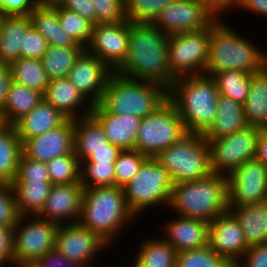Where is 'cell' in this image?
Returning <instances> with one entry per match:
<instances>
[{
	"label": "cell",
	"mask_w": 267,
	"mask_h": 267,
	"mask_svg": "<svg viewBox=\"0 0 267 267\" xmlns=\"http://www.w3.org/2000/svg\"><path fill=\"white\" fill-rule=\"evenodd\" d=\"M113 72L105 62L85 49L70 70L68 79L93 106L99 104Z\"/></svg>",
	"instance_id": "2e32d148"
},
{
	"label": "cell",
	"mask_w": 267,
	"mask_h": 267,
	"mask_svg": "<svg viewBox=\"0 0 267 267\" xmlns=\"http://www.w3.org/2000/svg\"><path fill=\"white\" fill-rule=\"evenodd\" d=\"M173 185L169 172L158 160L147 157L137 174L123 187L127 206L135 216L152 206L167 207Z\"/></svg>",
	"instance_id": "ba28073f"
},
{
	"label": "cell",
	"mask_w": 267,
	"mask_h": 267,
	"mask_svg": "<svg viewBox=\"0 0 267 267\" xmlns=\"http://www.w3.org/2000/svg\"><path fill=\"white\" fill-rule=\"evenodd\" d=\"M0 32H1V15H0Z\"/></svg>",
	"instance_id": "e7e4bbea"
},
{
	"label": "cell",
	"mask_w": 267,
	"mask_h": 267,
	"mask_svg": "<svg viewBox=\"0 0 267 267\" xmlns=\"http://www.w3.org/2000/svg\"><path fill=\"white\" fill-rule=\"evenodd\" d=\"M176 0H124L125 15L131 23L152 24L161 11Z\"/></svg>",
	"instance_id": "ab89813d"
},
{
	"label": "cell",
	"mask_w": 267,
	"mask_h": 267,
	"mask_svg": "<svg viewBox=\"0 0 267 267\" xmlns=\"http://www.w3.org/2000/svg\"><path fill=\"white\" fill-rule=\"evenodd\" d=\"M134 261L135 262H132V265L130 267H144V266H141L135 259H134Z\"/></svg>",
	"instance_id": "6125c7cd"
},
{
	"label": "cell",
	"mask_w": 267,
	"mask_h": 267,
	"mask_svg": "<svg viewBox=\"0 0 267 267\" xmlns=\"http://www.w3.org/2000/svg\"><path fill=\"white\" fill-rule=\"evenodd\" d=\"M255 159L267 167V135L261 131L256 147Z\"/></svg>",
	"instance_id": "680465c9"
},
{
	"label": "cell",
	"mask_w": 267,
	"mask_h": 267,
	"mask_svg": "<svg viewBox=\"0 0 267 267\" xmlns=\"http://www.w3.org/2000/svg\"><path fill=\"white\" fill-rule=\"evenodd\" d=\"M244 112L250 126L261 128L267 122V68L251 76Z\"/></svg>",
	"instance_id": "d6a6232c"
},
{
	"label": "cell",
	"mask_w": 267,
	"mask_h": 267,
	"mask_svg": "<svg viewBox=\"0 0 267 267\" xmlns=\"http://www.w3.org/2000/svg\"><path fill=\"white\" fill-rule=\"evenodd\" d=\"M262 132L267 135V122L261 127Z\"/></svg>",
	"instance_id": "be15d7a7"
},
{
	"label": "cell",
	"mask_w": 267,
	"mask_h": 267,
	"mask_svg": "<svg viewBox=\"0 0 267 267\" xmlns=\"http://www.w3.org/2000/svg\"><path fill=\"white\" fill-rule=\"evenodd\" d=\"M35 6L34 0H0V15L29 16Z\"/></svg>",
	"instance_id": "f907efd6"
},
{
	"label": "cell",
	"mask_w": 267,
	"mask_h": 267,
	"mask_svg": "<svg viewBox=\"0 0 267 267\" xmlns=\"http://www.w3.org/2000/svg\"><path fill=\"white\" fill-rule=\"evenodd\" d=\"M146 158V155L137 150H122L114 163L116 186L124 187L128 184Z\"/></svg>",
	"instance_id": "7bdbcfd3"
},
{
	"label": "cell",
	"mask_w": 267,
	"mask_h": 267,
	"mask_svg": "<svg viewBox=\"0 0 267 267\" xmlns=\"http://www.w3.org/2000/svg\"><path fill=\"white\" fill-rule=\"evenodd\" d=\"M22 142L13 125L0 132V184H12L22 155Z\"/></svg>",
	"instance_id": "4dcf8cb0"
},
{
	"label": "cell",
	"mask_w": 267,
	"mask_h": 267,
	"mask_svg": "<svg viewBox=\"0 0 267 267\" xmlns=\"http://www.w3.org/2000/svg\"><path fill=\"white\" fill-rule=\"evenodd\" d=\"M91 115L103 127L109 143L122 150H135L141 118L107 112L100 104L93 105Z\"/></svg>",
	"instance_id": "7402d4cb"
},
{
	"label": "cell",
	"mask_w": 267,
	"mask_h": 267,
	"mask_svg": "<svg viewBox=\"0 0 267 267\" xmlns=\"http://www.w3.org/2000/svg\"><path fill=\"white\" fill-rule=\"evenodd\" d=\"M85 47H58L48 45L41 58L49 81L68 77V74Z\"/></svg>",
	"instance_id": "836d02e7"
},
{
	"label": "cell",
	"mask_w": 267,
	"mask_h": 267,
	"mask_svg": "<svg viewBox=\"0 0 267 267\" xmlns=\"http://www.w3.org/2000/svg\"><path fill=\"white\" fill-rule=\"evenodd\" d=\"M214 20L213 15L195 0H176L161 11L152 24L170 36L202 30Z\"/></svg>",
	"instance_id": "9a60e30c"
},
{
	"label": "cell",
	"mask_w": 267,
	"mask_h": 267,
	"mask_svg": "<svg viewBox=\"0 0 267 267\" xmlns=\"http://www.w3.org/2000/svg\"><path fill=\"white\" fill-rule=\"evenodd\" d=\"M9 126L8 122L6 121L5 114L2 109H0V132L5 130Z\"/></svg>",
	"instance_id": "94428289"
},
{
	"label": "cell",
	"mask_w": 267,
	"mask_h": 267,
	"mask_svg": "<svg viewBox=\"0 0 267 267\" xmlns=\"http://www.w3.org/2000/svg\"><path fill=\"white\" fill-rule=\"evenodd\" d=\"M43 99L59 110L68 119H78L89 116L93 108L90 102L87 101L69 81L68 77L49 81L46 91L43 94Z\"/></svg>",
	"instance_id": "603a6c76"
},
{
	"label": "cell",
	"mask_w": 267,
	"mask_h": 267,
	"mask_svg": "<svg viewBox=\"0 0 267 267\" xmlns=\"http://www.w3.org/2000/svg\"><path fill=\"white\" fill-rule=\"evenodd\" d=\"M201 4L215 19H221L220 13L231 10L233 6H237V0H195ZM229 8V9H228ZM220 16V18H219Z\"/></svg>",
	"instance_id": "11a10c76"
},
{
	"label": "cell",
	"mask_w": 267,
	"mask_h": 267,
	"mask_svg": "<svg viewBox=\"0 0 267 267\" xmlns=\"http://www.w3.org/2000/svg\"><path fill=\"white\" fill-rule=\"evenodd\" d=\"M129 21L93 26L92 39L86 49L115 71L126 59Z\"/></svg>",
	"instance_id": "e0dca14e"
},
{
	"label": "cell",
	"mask_w": 267,
	"mask_h": 267,
	"mask_svg": "<svg viewBox=\"0 0 267 267\" xmlns=\"http://www.w3.org/2000/svg\"><path fill=\"white\" fill-rule=\"evenodd\" d=\"M53 7L57 10L62 29L86 48L92 39L94 25L80 14L62 8L59 4Z\"/></svg>",
	"instance_id": "f35d334b"
},
{
	"label": "cell",
	"mask_w": 267,
	"mask_h": 267,
	"mask_svg": "<svg viewBox=\"0 0 267 267\" xmlns=\"http://www.w3.org/2000/svg\"><path fill=\"white\" fill-rule=\"evenodd\" d=\"M235 267H267V243L250 246Z\"/></svg>",
	"instance_id": "681fc988"
},
{
	"label": "cell",
	"mask_w": 267,
	"mask_h": 267,
	"mask_svg": "<svg viewBox=\"0 0 267 267\" xmlns=\"http://www.w3.org/2000/svg\"><path fill=\"white\" fill-rule=\"evenodd\" d=\"M176 267H234L208 245L177 254Z\"/></svg>",
	"instance_id": "60d3db41"
},
{
	"label": "cell",
	"mask_w": 267,
	"mask_h": 267,
	"mask_svg": "<svg viewBox=\"0 0 267 267\" xmlns=\"http://www.w3.org/2000/svg\"><path fill=\"white\" fill-rule=\"evenodd\" d=\"M32 26L47 40L58 47H84L61 27L57 10L53 6L36 5L30 13Z\"/></svg>",
	"instance_id": "f1b7e54d"
},
{
	"label": "cell",
	"mask_w": 267,
	"mask_h": 267,
	"mask_svg": "<svg viewBox=\"0 0 267 267\" xmlns=\"http://www.w3.org/2000/svg\"><path fill=\"white\" fill-rule=\"evenodd\" d=\"M220 19L211 23L209 57L205 74L213 76L226 70L257 74L267 68V53L253 46Z\"/></svg>",
	"instance_id": "3957f363"
},
{
	"label": "cell",
	"mask_w": 267,
	"mask_h": 267,
	"mask_svg": "<svg viewBox=\"0 0 267 267\" xmlns=\"http://www.w3.org/2000/svg\"><path fill=\"white\" fill-rule=\"evenodd\" d=\"M208 246L234 267L249 248L238 221L229 211L210 222Z\"/></svg>",
	"instance_id": "ac0fdd59"
},
{
	"label": "cell",
	"mask_w": 267,
	"mask_h": 267,
	"mask_svg": "<svg viewBox=\"0 0 267 267\" xmlns=\"http://www.w3.org/2000/svg\"><path fill=\"white\" fill-rule=\"evenodd\" d=\"M13 182H51L46 162L32 160L22 153Z\"/></svg>",
	"instance_id": "f6af8a7d"
},
{
	"label": "cell",
	"mask_w": 267,
	"mask_h": 267,
	"mask_svg": "<svg viewBox=\"0 0 267 267\" xmlns=\"http://www.w3.org/2000/svg\"><path fill=\"white\" fill-rule=\"evenodd\" d=\"M31 27L30 16L1 15L0 63L11 64L20 58L24 34Z\"/></svg>",
	"instance_id": "484cf974"
},
{
	"label": "cell",
	"mask_w": 267,
	"mask_h": 267,
	"mask_svg": "<svg viewBox=\"0 0 267 267\" xmlns=\"http://www.w3.org/2000/svg\"><path fill=\"white\" fill-rule=\"evenodd\" d=\"M168 99V90L160 84L134 80L115 71L109 77L99 104L117 115L143 119Z\"/></svg>",
	"instance_id": "8992f818"
},
{
	"label": "cell",
	"mask_w": 267,
	"mask_h": 267,
	"mask_svg": "<svg viewBox=\"0 0 267 267\" xmlns=\"http://www.w3.org/2000/svg\"><path fill=\"white\" fill-rule=\"evenodd\" d=\"M18 218L16 196L12 185L0 184V226L14 227Z\"/></svg>",
	"instance_id": "bcb514c9"
},
{
	"label": "cell",
	"mask_w": 267,
	"mask_h": 267,
	"mask_svg": "<svg viewBox=\"0 0 267 267\" xmlns=\"http://www.w3.org/2000/svg\"><path fill=\"white\" fill-rule=\"evenodd\" d=\"M39 6H54L58 5L62 0H34Z\"/></svg>",
	"instance_id": "91938a15"
},
{
	"label": "cell",
	"mask_w": 267,
	"mask_h": 267,
	"mask_svg": "<svg viewBox=\"0 0 267 267\" xmlns=\"http://www.w3.org/2000/svg\"><path fill=\"white\" fill-rule=\"evenodd\" d=\"M228 205H252L267 201V167L247 160L227 176Z\"/></svg>",
	"instance_id": "4fadbf2b"
},
{
	"label": "cell",
	"mask_w": 267,
	"mask_h": 267,
	"mask_svg": "<svg viewBox=\"0 0 267 267\" xmlns=\"http://www.w3.org/2000/svg\"><path fill=\"white\" fill-rule=\"evenodd\" d=\"M53 185L80 182L81 163L73 151L71 154L56 157L46 162Z\"/></svg>",
	"instance_id": "74e56055"
},
{
	"label": "cell",
	"mask_w": 267,
	"mask_h": 267,
	"mask_svg": "<svg viewBox=\"0 0 267 267\" xmlns=\"http://www.w3.org/2000/svg\"><path fill=\"white\" fill-rule=\"evenodd\" d=\"M228 206V211L238 221L249 247L267 243V201Z\"/></svg>",
	"instance_id": "d4e9b609"
},
{
	"label": "cell",
	"mask_w": 267,
	"mask_h": 267,
	"mask_svg": "<svg viewBox=\"0 0 267 267\" xmlns=\"http://www.w3.org/2000/svg\"><path fill=\"white\" fill-rule=\"evenodd\" d=\"M12 81L44 94L49 84L42 61L33 58H19L9 64Z\"/></svg>",
	"instance_id": "d590c367"
},
{
	"label": "cell",
	"mask_w": 267,
	"mask_h": 267,
	"mask_svg": "<svg viewBox=\"0 0 267 267\" xmlns=\"http://www.w3.org/2000/svg\"><path fill=\"white\" fill-rule=\"evenodd\" d=\"M219 95L214 78L206 74L176 78L168 90L186 131L202 134L215 121Z\"/></svg>",
	"instance_id": "7a4b0ae2"
},
{
	"label": "cell",
	"mask_w": 267,
	"mask_h": 267,
	"mask_svg": "<svg viewBox=\"0 0 267 267\" xmlns=\"http://www.w3.org/2000/svg\"><path fill=\"white\" fill-rule=\"evenodd\" d=\"M31 267H89L83 263L70 261L55 249L40 257Z\"/></svg>",
	"instance_id": "f5cc1de1"
},
{
	"label": "cell",
	"mask_w": 267,
	"mask_h": 267,
	"mask_svg": "<svg viewBox=\"0 0 267 267\" xmlns=\"http://www.w3.org/2000/svg\"><path fill=\"white\" fill-rule=\"evenodd\" d=\"M178 216V217H177ZM163 225L164 239L177 253L204 248L208 245L209 225L205 220L177 215Z\"/></svg>",
	"instance_id": "44dd1931"
},
{
	"label": "cell",
	"mask_w": 267,
	"mask_h": 267,
	"mask_svg": "<svg viewBox=\"0 0 267 267\" xmlns=\"http://www.w3.org/2000/svg\"><path fill=\"white\" fill-rule=\"evenodd\" d=\"M47 40L32 26L24 34L23 45L20 49V58L40 59L48 47Z\"/></svg>",
	"instance_id": "7dc6e473"
},
{
	"label": "cell",
	"mask_w": 267,
	"mask_h": 267,
	"mask_svg": "<svg viewBox=\"0 0 267 267\" xmlns=\"http://www.w3.org/2000/svg\"><path fill=\"white\" fill-rule=\"evenodd\" d=\"M14 227L0 226V266L14 265ZM9 264V265H8Z\"/></svg>",
	"instance_id": "c3c4849f"
},
{
	"label": "cell",
	"mask_w": 267,
	"mask_h": 267,
	"mask_svg": "<svg viewBox=\"0 0 267 267\" xmlns=\"http://www.w3.org/2000/svg\"><path fill=\"white\" fill-rule=\"evenodd\" d=\"M211 24L199 31L169 36L168 58L176 77L205 74L209 57Z\"/></svg>",
	"instance_id": "8fae6325"
},
{
	"label": "cell",
	"mask_w": 267,
	"mask_h": 267,
	"mask_svg": "<svg viewBox=\"0 0 267 267\" xmlns=\"http://www.w3.org/2000/svg\"><path fill=\"white\" fill-rule=\"evenodd\" d=\"M237 8L250 10L253 14L267 17V0H237Z\"/></svg>",
	"instance_id": "6f0895ef"
},
{
	"label": "cell",
	"mask_w": 267,
	"mask_h": 267,
	"mask_svg": "<svg viewBox=\"0 0 267 267\" xmlns=\"http://www.w3.org/2000/svg\"><path fill=\"white\" fill-rule=\"evenodd\" d=\"M187 133L175 105L167 99L141 120L136 148L147 157H156Z\"/></svg>",
	"instance_id": "9c48e42d"
},
{
	"label": "cell",
	"mask_w": 267,
	"mask_h": 267,
	"mask_svg": "<svg viewBox=\"0 0 267 267\" xmlns=\"http://www.w3.org/2000/svg\"><path fill=\"white\" fill-rule=\"evenodd\" d=\"M173 183L206 178L213 173L209 143L202 133L187 132L156 157Z\"/></svg>",
	"instance_id": "52a82bcc"
},
{
	"label": "cell",
	"mask_w": 267,
	"mask_h": 267,
	"mask_svg": "<svg viewBox=\"0 0 267 267\" xmlns=\"http://www.w3.org/2000/svg\"><path fill=\"white\" fill-rule=\"evenodd\" d=\"M12 81L9 64L0 63V109H4L8 88Z\"/></svg>",
	"instance_id": "9f6ffc18"
},
{
	"label": "cell",
	"mask_w": 267,
	"mask_h": 267,
	"mask_svg": "<svg viewBox=\"0 0 267 267\" xmlns=\"http://www.w3.org/2000/svg\"><path fill=\"white\" fill-rule=\"evenodd\" d=\"M58 226L37 215L19 216L14 226V267H31L40 257L54 250Z\"/></svg>",
	"instance_id": "30bf717a"
},
{
	"label": "cell",
	"mask_w": 267,
	"mask_h": 267,
	"mask_svg": "<svg viewBox=\"0 0 267 267\" xmlns=\"http://www.w3.org/2000/svg\"><path fill=\"white\" fill-rule=\"evenodd\" d=\"M168 48L169 35L153 24L129 21L127 57L115 72L134 80L157 83L169 90L176 77L170 70Z\"/></svg>",
	"instance_id": "6da1fadb"
},
{
	"label": "cell",
	"mask_w": 267,
	"mask_h": 267,
	"mask_svg": "<svg viewBox=\"0 0 267 267\" xmlns=\"http://www.w3.org/2000/svg\"><path fill=\"white\" fill-rule=\"evenodd\" d=\"M80 182L84 188L116 186L114 163H81Z\"/></svg>",
	"instance_id": "b9f144b4"
},
{
	"label": "cell",
	"mask_w": 267,
	"mask_h": 267,
	"mask_svg": "<svg viewBox=\"0 0 267 267\" xmlns=\"http://www.w3.org/2000/svg\"><path fill=\"white\" fill-rule=\"evenodd\" d=\"M59 5L80 14L93 25H96V12L92 0H62Z\"/></svg>",
	"instance_id": "816d5d0a"
},
{
	"label": "cell",
	"mask_w": 267,
	"mask_h": 267,
	"mask_svg": "<svg viewBox=\"0 0 267 267\" xmlns=\"http://www.w3.org/2000/svg\"><path fill=\"white\" fill-rule=\"evenodd\" d=\"M19 216L38 215L53 186L51 182H12Z\"/></svg>",
	"instance_id": "f546056e"
},
{
	"label": "cell",
	"mask_w": 267,
	"mask_h": 267,
	"mask_svg": "<svg viewBox=\"0 0 267 267\" xmlns=\"http://www.w3.org/2000/svg\"><path fill=\"white\" fill-rule=\"evenodd\" d=\"M67 119L59 110L43 99L28 114L18 119L13 126L23 144L27 139L59 127Z\"/></svg>",
	"instance_id": "cb8c5ba5"
},
{
	"label": "cell",
	"mask_w": 267,
	"mask_h": 267,
	"mask_svg": "<svg viewBox=\"0 0 267 267\" xmlns=\"http://www.w3.org/2000/svg\"><path fill=\"white\" fill-rule=\"evenodd\" d=\"M252 75L241 70H226L212 77L220 95L244 104L250 91Z\"/></svg>",
	"instance_id": "8d00e7d4"
},
{
	"label": "cell",
	"mask_w": 267,
	"mask_h": 267,
	"mask_svg": "<svg viewBox=\"0 0 267 267\" xmlns=\"http://www.w3.org/2000/svg\"><path fill=\"white\" fill-rule=\"evenodd\" d=\"M217 111L215 121L203 134L206 140L229 136L248 126L242 103L219 95Z\"/></svg>",
	"instance_id": "83f0119b"
},
{
	"label": "cell",
	"mask_w": 267,
	"mask_h": 267,
	"mask_svg": "<svg viewBox=\"0 0 267 267\" xmlns=\"http://www.w3.org/2000/svg\"><path fill=\"white\" fill-rule=\"evenodd\" d=\"M135 219L128 208L124 188L103 186L85 188L78 223L98 234L110 246L118 232Z\"/></svg>",
	"instance_id": "277c9868"
},
{
	"label": "cell",
	"mask_w": 267,
	"mask_h": 267,
	"mask_svg": "<svg viewBox=\"0 0 267 267\" xmlns=\"http://www.w3.org/2000/svg\"><path fill=\"white\" fill-rule=\"evenodd\" d=\"M99 148H119L108 142L100 123L92 116L74 119V152L80 163Z\"/></svg>",
	"instance_id": "4316f807"
},
{
	"label": "cell",
	"mask_w": 267,
	"mask_h": 267,
	"mask_svg": "<svg viewBox=\"0 0 267 267\" xmlns=\"http://www.w3.org/2000/svg\"><path fill=\"white\" fill-rule=\"evenodd\" d=\"M106 247L110 245L105 240L78 222L58 226L54 249L70 261L90 266L88 263Z\"/></svg>",
	"instance_id": "5bb4252c"
},
{
	"label": "cell",
	"mask_w": 267,
	"mask_h": 267,
	"mask_svg": "<svg viewBox=\"0 0 267 267\" xmlns=\"http://www.w3.org/2000/svg\"><path fill=\"white\" fill-rule=\"evenodd\" d=\"M42 100L43 94L39 91L11 81L3 109L6 121L9 125H13L18 119L35 108Z\"/></svg>",
	"instance_id": "1f68e13d"
},
{
	"label": "cell",
	"mask_w": 267,
	"mask_h": 267,
	"mask_svg": "<svg viewBox=\"0 0 267 267\" xmlns=\"http://www.w3.org/2000/svg\"><path fill=\"white\" fill-rule=\"evenodd\" d=\"M168 208L179 216L210 223L228 212L227 176L212 173L195 181L175 183Z\"/></svg>",
	"instance_id": "5b68a950"
},
{
	"label": "cell",
	"mask_w": 267,
	"mask_h": 267,
	"mask_svg": "<svg viewBox=\"0 0 267 267\" xmlns=\"http://www.w3.org/2000/svg\"><path fill=\"white\" fill-rule=\"evenodd\" d=\"M121 152V148H99L81 163H115Z\"/></svg>",
	"instance_id": "db71d44e"
},
{
	"label": "cell",
	"mask_w": 267,
	"mask_h": 267,
	"mask_svg": "<svg viewBox=\"0 0 267 267\" xmlns=\"http://www.w3.org/2000/svg\"><path fill=\"white\" fill-rule=\"evenodd\" d=\"M74 151V119H67L59 127L27 139L22 144L23 154L35 161L48 162Z\"/></svg>",
	"instance_id": "ffe728a7"
},
{
	"label": "cell",
	"mask_w": 267,
	"mask_h": 267,
	"mask_svg": "<svg viewBox=\"0 0 267 267\" xmlns=\"http://www.w3.org/2000/svg\"><path fill=\"white\" fill-rule=\"evenodd\" d=\"M97 24H113L127 20L124 0H92Z\"/></svg>",
	"instance_id": "ee69618b"
},
{
	"label": "cell",
	"mask_w": 267,
	"mask_h": 267,
	"mask_svg": "<svg viewBox=\"0 0 267 267\" xmlns=\"http://www.w3.org/2000/svg\"><path fill=\"white\" fill-rule=\"evenodd\" d=\"M134 259L144 267H176L177 252L164 238L142 241Z\"/></svg>",
	"instance_id": "e575fe53"
},
{
	"label": "cell",
	"mask_w": 267,
	"mask_h": 267,
	"mask_svg": "<svg viewBox=\"0 0 267 267\" xmlns=\"http://www.w3.org/2000/svg\"><path fill=\"white\" fill-rule=\"evenodd\" d=\"M84 190L81 182L53 185L42 211L37 216L57 225L77 223Z\"/></svg>",
	"instance_id": "d6986e66"
},
{
	"label": "cell",
	"mask_w": 267,
	"mask_h": 267,
	"mask_svg": "<svg viewBox=\"0 0 267 267\" xmlns=\"http://www.w3.org/2000/svg\"><path fill=\"white\" fill-rule=\"evenodd\" d=\"M261 131L260 127L248 125L232 135L206 140L210 146L213 173L228 176L253 159Z\"/></svg>",
	"instance_id": "7c38bea8"
}]
</instances>
